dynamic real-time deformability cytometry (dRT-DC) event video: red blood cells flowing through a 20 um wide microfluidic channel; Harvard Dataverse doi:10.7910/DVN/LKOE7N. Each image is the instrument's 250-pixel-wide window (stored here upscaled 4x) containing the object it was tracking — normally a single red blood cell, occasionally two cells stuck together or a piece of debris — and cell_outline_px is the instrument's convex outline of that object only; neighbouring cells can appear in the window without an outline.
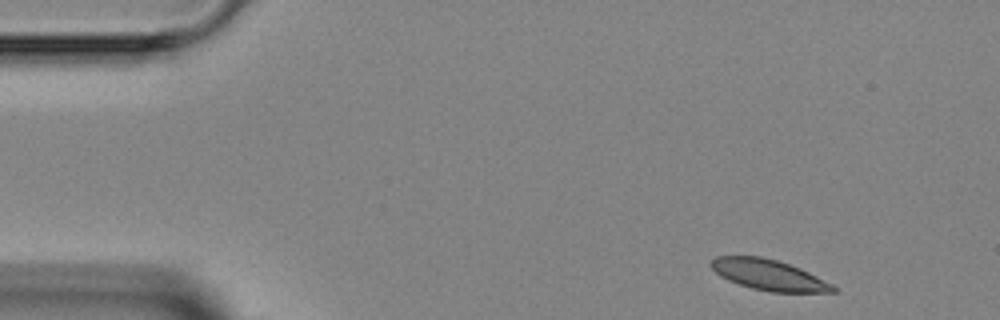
{"species": "Egyptian fruit bat (a non-hibernating species)", "species_latin": "Rousettus aegyptiacus", "temperature_condition": "room temperature", "stored_images_in_passage": 3, "camera_frame_rate_fps": 3000, "um_per_image_px": 0.085, "animal": {"sex": "female"}, "frame": {"image": 1, "passage_image": 1, "time_ms": 0.0, "image_size_px": [1000, 320], "cell_outline_px": [[840, 292], [772, 292], [752, 288], [728, 280], [720, 276], [708, 264], [716, 256], [760, 256], [776, 260], [800, 268], [840, 288]], "centroid_in_image_um": [65.37, 23.37], "position_along_channel_um": 19.6, "area_um2": 21.73}}